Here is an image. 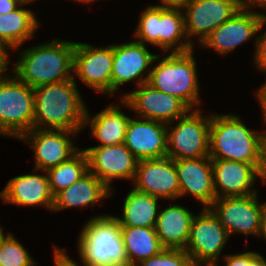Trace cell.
Returning a JSON list of instances; mask_svg holds the SVG:
<instances>
[{
    "mask_svg": "<svg viewBox=\"0 0 266 266\" xmlns=\"http://www.w3.org/2000/svg\"><path fill=\"white\" fill-rule=\"evenodd\" d=\"M256 132L246 127L237 115L211 114L209 157L252 164L263 174L266 130L261 134Z\"/></svg>",
    "mask_w": 266,
    "mask_h": 266,
    "instance_id": "1",
    "label": "cell"
},
{
    "mask_svg": "<svg viewBox=\"0 0 266 266\" xmlns=\"http://www.w3.org/2000/svg\"><path fill=\"white\" fill-rule=\"evenodd\" d=\"M74 79L34 88L33 128L75 132L84 129L86 105Z\"/></svg>",
    "mask_w": 266,
    "mask_h": 266,
    "instance_id": "2",
    "label": "cell"
},
{
    "mask_svg": "<svg viewBox=\"0 0 266 266\" xmlns=\"http://www.w3.org/2000/svg\"><path fill=\"white\" fill-rule=\"evenodd\" d=\"M75 42L53 39L20 52L13 75L31 88L73 79Z\"/></svg>",
    "mask_w": 266,
    "mask_h": 266,
    "instance_id": "3",
    "label": "cell"
},
{
    "mask_svg": "<svg viewBox=\"0 0 266 266\" xmlns=\"http://www.w3.org/2000/svg\"><path fill=\"white\" fill-rule=\"evenodd\" d=\"M78 252L84 266H128L120 225L113 215H97L82 227Z\"/></svg>",
    "mask_w": 266,
    "mask_h": 266,
    "instance_id": "4",
    "label": "cell"
},
{
    "mask_svg": "<svg viewBox=\"0 0 266 266\" xmlns=\"http://www.w3.org/2000/svg\"><path fill=\"white\" fill-rule=\"evenodd\" d=\"M193 53L194 49L183 53H168L165 57L157 55L156 60L159 61L151 67L147 82L155 89L177 97L190 109L201 103Z\"/></svg>",
    "mask_w": 266,
    "mask_h": 266,
    "instance_id": "5",
    "label": "cell"
},
{
    "mask_svg": "<svg viewBox=\"0 0 266 266\" xmlns=\"http://www.w3.org/2000/svg\"><path fill=\"white\" fill-rule=\"evenodd\" d=\"M7 75L0 79V135L20 139L33 129L34 89Z\"/></svg>",
    "mask_w": 266,
    "mask_h": 266,
    "instance_id": "6",
    "label": "cell"
},
{
    "mask_svg": "<svg viewBox=\"0 0 266 266\" xmlns=\"http://www.w3.org/2000/svg\"><path fill=\"white\" fill-rule=\"evenodd\" d=\"M177 121L173 128L167 125V156L173 160L209 156L211 115L204 117L202 110L190 109Z\"/></svg>",
    "mask_w": 266,
    "mask_h": 266,
    "instance_id": "7",
    "label": "cell"
},
{
    "mask_svg": "<svg viewBox=\"0 0 266 266\" xmlns=\"http://www.w3.org/2000/svg\"><path fill=\"white\" fill-rule=\"evenodd\" d=\"M221 221L210 208H203L201 213L194 216L188 243L184 249L194 266L218 265L221 251L229 239Z\"/></svg>",
    "mask_w": 266,
    "mask_h": 266,
    "instance_id": "8",
    "label": "cell"
},
{
    "mask_svg": "<svg viewBox=\"0 0 266 266\" xmlns=\"http://www.w3.org/2000/svg\"><path fill=\"white\" fill-rule=\"evenodd\" d=\"M138 89V90H137ZM134 91L123 94L120 104L131 108L138 117L160 121L168 126L185 115L190 108L180 99L143 83Z\"/></svg>",
    "mask_w": 266,
    "mask_h": 266,
    "instance_id": "9",
    "label": "cell"
},
{
    "mask_svg": "<svg viewBox=\"0 0 266 266\" xmlns=\"http://www.w3.org/2000/svg\"><path fill=\"white\" fill-rule=\"evenodd\" d=\"M258 193L247 196L217 198L209 207L221 221L229 237L233 233L258 236L265 203Z\"/></svg>",
    "mask_w": 266,
    "mask_h": 266,
    "instance_id": "10",
    "label": "cell"
},
{
    "mask_svg": "<svg viewBox=\"0 0 266 266\" xmlns=\"http://www.w3.org/2000/svg\"><path fill=\"white\" fill-rule=\"evenodd\" d=\"M242 8V0H189L184 7L185 31L188 42L197 36L200 44ZM186 9V10H185Z\"/></svg>",
    "mask_w": 266,
    "mask_h": 266,
    "instance_id": "11",
    "label": "cell"
},
{
    "mask_svg": "<svg viewBox=\"0 0 266 266\" xmlns=\"http://www.w3.org/2000/svg\"><path fill=\"white\" fill-rule=\"evenodd\" d=\"M80 132L54 129H38L25 133L20 140L30 144L34 150L35 172L47 171L69 160L80 149L73 144L71 136ZM41 170V171H40Z\"/></svg>",
    "mask_w": 266,
    "mask_h": 266,
    "instance_id": "12",
    "label": "cell"
},
{
    "mask_svg": "<svg viewBox=\"0 0 266 266\" xmlns=\"http://www.w3.org/2000/svg\"><path fill=\"white\" fill-rule=\"evenodd\" d=\"M113 45L96 48L75 42L73 72L88 87L111 96Z\"/></svg>",
    "mask_w": 266,
    "mask_h": 266,
    "instance_id": "13",
    "label": "cell"
},
{
    "mask_svg": "<svg viewBox=\"0 0 266 266\" xmlns=\"http://www.w3.org/2000/svg\"><path fill=\"white\" fill-rule=\"evenodd\" d=\"M266 25V14L253 9L241 8L236 14L213 30L201 43V46L214 49L225 55L252 37Z\"/></svg>",
    "mask_w": 266,
    "mask_h": 266,
    "instance_id": "14",
    "label": "cell"
},
{
    "mask_svg": "<svg viewBox=\"0 0 266 266\" xmlns=\"http://www.w3.org/2000/svg\"><path fill=\"white\" fill-rule=\"evenodd\" d=\"M88 157L89 171L110 190L114 179L134 180L138 159L124 143L95 146L84 150Z\"/></svg>",
    "mask_w": 266,
    "mask_h": 266,
    "instance_id": "15",
    "label": "cell"
},
{
    "mask_svg": "<svg viewBox=\"0 0 266 266\" xmlns=\"http://www.w3.org/2000/svg\"><path fill=\"white\" fill-rule=\"evenodd\" d=\"M156 54L150 53L145 44L132 40L113 45L111 96L125 83L137 80V87L148 82L150 68L156 62ZM147 73L144 77L143 73ZM143 74V75H142ZM141 76V77H140ZM137 78V79H136ZM139 79V80H138Z\"/></svg>",
    "mask_w": 266,
    "mask_h": 266,
    "instance_id": "16",
    "label": "cell"
},
{
    "mask_svg": "<svg viewBox=\"0 0 266 266\" xmlns=\"http://www.w3.org/2000/svg\"><path fill=\"white\" fill-rule=\"evenodd\" d=\"M134 188L156 198L175 200L180 187L175 162L168 156L138 160Z\"/></svg>",
    "mask_w": 266,
    "mask_h": 266,
    "instance_id": "17",
    "label": "cell"
},
{
    "mask_svg": "<svg viewBox=\"0 0 266 266\" xmlns=\"http://www.w3.org/2000/svg\"><path fill=\"white\" fill-rule=\"evenodd\" d=\"M212 168L216 199L256 194L255 181L258 177L263 180V174L248 163L212 159Z\"/></svg>",
    "mask_w": 266,
    "mask_h": 266,
    "instance_id": "18",
    "label": "cell"
},
{
    "mask_svg": "<svg viewBox=\"0 0 266 266\" xmlns=\"http://www.w3.org/2000/svg\"><path fill=\"white\" fill-rule=\"evenodd\" d=\"M124 144L138 160L166 157L167 124L141 117L130 118Z\"/></svg>",
    "mask_w": 266,
    "mask_h": 266,
    "instance_id": "19",
    "label": "cell"
},
{
    "mask_svg": "<svg viewBox=\"0 0 266 266\" xmlns=\"http://www.w3.org/2000/svg\"><path fill=\"white\" fill-rule=\"evenodd\" d=\"M174 162L180 187V197L190 194L203 204V208H209L216 199L212 159L207 156L174 160Z\"/></svg>",
    "mask_w": 266,
    "mask_h": 266,
    "instance_id": "20",
    "label": "cell"
},
{
    "mask_svg": "<svg viewBox=\"0 0 266 266\" xmlns=\"http://www.w3.org/2000/svg\"><path fill=\"white\" fill-rule=\"evenodd\" d=\"M46 175L24 174L8 181L6 187L0 192V198L6 204L18 206H43L52 211L54 196L49 187Z\"/></svg>",
    "mask_w": 266,
    "mask_h": 266,
    "instance_id": "21",
    "label": "cell"
},
{
    "mask_svg": "<svg viewBox=\"0 0 266 266\" xmlns=\"http://www.w3.org/2000/svg\"><path fill=\"white\" fill-rule=\"evenodd\" d=\"M195 215L182 205H169L158 212L156 233L164 248L185 249Z\"/></svg>",
    "mask_w": 266,
    "mask_h": 266,
    "instance_id": "22",
    "label": "cell"
},
{
    "mask_svg": "<svg viewBox=\"0 0 266 266\" xmlns=\"http://www.w3.org/2000/svg\"><path fill=\"white\" fill-rule=\"evenodd\" d=\"M112 193V190L92 172L88 171L79 180L54 196L52 211H60L78 206L82 209L84 207L88 208L89 204L93 206L101 204L98 201L109 197Z\"/></svg>",
    "mask_w": 266,
    "mask_h": 266,
    "instance_id": "23",
    "label": "cell"
},
{
    "mask_svg": "<svg viewBox=\"0 0 266 266\" xmlns=\"http://www.w3.org/2000/svg\"><path fill=\"white\" fill-rule=\"evenodd\" d=\"M119 106L111 104L94 116L86 109L83 128L91 126L92 136L101 143L98 146L124 143L130 117L125 115Z\"/></svg>",
    "mask_w": 266,
    "mask_h": 266,
    "instance_id": "24",
    "label": "cell"
},
{
    "mask_svg": "<svg viewBox=\"0 0 266 266\" xmlns=\"http://www.w3.org/2000/svg\"><path fill=\"white\" fill-rule=\"evenodd\" d=\"M20 8L0 14V46L17 50L24 41L32 38L39 27V20L32 10Z\"/></svg>",
    "mask_w": 266,
    "mask_h": 266,
    "instance_id": "25",
    "label": "cell"
},
{
    "mask_svg": "<svg viewBox=\"0 0 266 266\" xmlns=\"http://www.w3.org/2000/svg\"><path fill=\"white\" fill-rule=\"evenodd\" d=\"M182 10V8L159 7V48L164 52L169 50L170 53H183L193 50V44L187 39Z\"/></svg>",
    "mask_w": 266,
    "mask_h": 266,
    "instance_id": "26",
    "label": "cell"
},
{
    "mask_svg": "<svg viewBox=\"0 0 266 266\" xmlns=\"http://www.w3.org/2000/svg\"><path fill=\"white\" fill-rule=\"evenodd\" d=\"M128 266H136L142 260L159 254L164 247L155 227L120 226Z\"/></svg>",
    "mask_w": 266,
    "mask_h": 266,
    "instance_id": "27",
    "label": "cell"
},
{
    "mask_svg": "<svg viewBox=\"0 0 266 266\" xmlns=\"http://www.w3.org/2000/svg\"><path fill=\"white\" fill-rule=\"evenodd\" d=\"M159 198L140 192L134 187L127 194L123 205L122 219L116 217L120 226L155 227L161 206Z\"/></svg>",
    "mask_w": 266,
    "mask_h": 266,
    "instance_id": "28",
    "label": "cell"
},
{
    "mask_svg": "<svg viewBox=\"0 0 266 266\" xmlns=\"http://www.w3.org/2000/svg\"><path fill=\"white\" fill-rule=\"evenodd\" d=\"M88 171V157L84 149H80L69 160L48 169L46 172L52 195L55 196L61 190L68 188Z\"/></svg>",
    "mask_w": 266,
    "mask_h": 266,
    "instance_id": "29",
    "label": "cell"
},
{
    "mask_svg": "<svg viewBox=\"0 0 266 266\" xmlns=\"http://www.w3.org/2000/svg\"><path fill=\"white\" fill-rule=\"evenodd\" d=\"M35 265V260L12 233L4 234L0 238V266Z\"/></svg>",
    "mask_w": 266,
    "mask_h": 266,
    "instance_id": "30",
    "label": "cell"
},
{
    "mask_svg": "<svg viewBox=\"0 0 266 266\" xmlns=\"http://www.w3.org/2000/svg\"><path fill=\"white\" fill-rule=\"evenodd\" d=\"M138 23L134 40L159 46V6L149 5L141 12Z\"/></svg>",
    "mask_w": 266,
    "mask_h": 266,
    "instance_id": "31",
    "label": "cell"
},
{
    "mask_svg": "<svg viewBox=\"0 0 266 266\" xmlns=\"http://www.w3.org/2000/svg\"><path fill=\"white\" fill-rule=\"evenodd\" d=\"M136 266H194L184 249L164 248L159 254L142 260Z\"/></svg>",
    "mask_w": 266,
    "mask_h": 266,
    "instance_id": "32",
    "label": "cell"
},
{
    "mask_svg": "<svg viewBox=\"0 0 266 266\" xmlns=\"http://www.w3.org/2000/svg\"><path fill=\"white\" fill-rule=\"evenodd\" d=\"M266 29V28H265ZM255 51H254V64L256 68L266 72V30L262 35L260 34L256 38Z\"/></svg>",
    "mask_w": 266,
    "mask_h": 266,
    "instance_id": "33",
    "label": "cell"
},
{
    "mask_svg": "<svg viewBox=\"0 0 266 266\" xmlns=\"http://www.w3.org/2000/svg\"><path fill=\"white\" fill-rule=\"evenodd\" d=\"M225 266H249V251L239 254L225 255Z\"/></svg>",
    "mask_w": 266,
    "mask_h": 266,
    "instance_id": "34",
    "label": "cell"
},
{
    "mask_svg": "<svg viewBox=\"0 0 266 266\" xmlns=\"http://www.w3.org/2000/svg\"><path fill=\"white\" fill-rule=\"evenodd\" d=\"M54 265L55 266H78L69 256L65 253L66 250L54 247Z\"/></svg>",
    "mask_w": 266,
    "mask_h": 266,
    "instance_id": "35",
    "label": "cell"
},
{
    "mask_svg": "<svg viewBox=\"0 0 266 266\" xmlns=\"http://www.w3.org/2000/svg\"><path fill=\"white\" fill-rule=\"evenodd\" d=\"M20 5L21 3L18 0H0V14L9 13Z\"/></svg>",
    "mask_w": 266,
    "mask_h": 266,
    "instance_id": "36",
    "label": "cell"
},
{
    "mask_svg": "<svg viewBox=\"0 0 266 266\" xmlns=\"http://www.w3.org/2000/svg\"><path fill=\"white\" fill-rule=\"evenodd\" d=\"M9 55L10 54H8V51L0 46V79L6 75L5 73L7 72V69H9L8 65L10 62L7 58Z\"/></svg>",
    "mask_w": 266,
    "mask_h": 266,
    "instance_id": "37",
    "label": "cell"
},
{
    "mask_svg": "<svg viewBox=\"0 0 266 266\" xmlns=\"http://www.w3.org/2000/svg\"><path fill=\"white\" fill-rule=\"evenodd\" d=\"M255 93L256 97L259 99V104L262 107L263 120L266 125V82L259 88V90H256Z\"/></svg>",
    "mask_w": 266,
    "mask_h": 266,
    "instance_id": "38",
    "label": "cell"
},
{
    "mask_svg": "<svg viewBox=\"0 0 266 266\" xmlns=\"http://www.w3.org/2000/svg\"><path fill=\"white\" fill-rule=\"evenodd\" d=\"M249 266H266V260L255 251H249Z\"/></svg>",
    "mask_w": 266,
    "mask_h": 266,
    "instance_id": "39",
    "label": "cell"
},
{
    "mask_svg": "<svg viewBox=\"0 0 266 266\" xmlns=\"http://www.w3.org/2000/svg\"><path fill=\"white\" fill-rule=\"evenodd\" d=\"M162 3L160 5H156L159 7H169V8H183L184 5L189 0H160Z\"/></svg>",
    "mask_w": 266,
    "mask_h": 266,
    "instance_id": "40",
    "label": "cell"
},
{
    "mask_svg": "<svg viewBox=\"0 0 266 266\" xmlns=\"http://www.w3.org/2000/svg\"><path fill=\"white\" fill-rule=\"evenodd\" d=\"M257 7H261L263 9L266 8V0H242V7L247 9V10H250V8H252L253 6L256 8Z\"/></svg>",
    "mask_w": 266,
    "mask_h": 266,
    "instance_id": "41",
    "label": "cell"
},
{
    "mask_svg": "<svg viewBox=\"0 0 266 266\" xmlns=\"http://www.w3.org/2000/svg\"><path fill=\"white\" fill-rule=\"evenodd\" d=\"M258 236L263 237L266 240V202L265 207L263 209V213L261 215L260 231Z\"/></svg>",
    "mask_w": 266,
    "mask_h": 266,
    "instance_id": "42",
    "label": "cell"
},
{
    "mask_svg": "<svg viewBox=\"0 0 266 266\" xmlns=\"http://www.w3.org/2000/svg\"><path fill=\"white\" fill-rule=\"evenodd\" d=\"M263 183L266 184V152H265V170H264V173H263Z\"/></svg>",
    "mask_w": 266,
    "mask_h": 266,
    "instance_id": "43",
    "label": "cell"
},
{
    "mask_svg": "<svg viewBox=\"0 0 266 266\" xmlns=\"http://www.w3.org/2000/svg\"><path fill=\"white\" fill-rule=\"evenodd\" d=\"M21 4H28L29 2H34V0H18Z\"/></svg>",
    "mask_w": 266,
    "mask_h": 266,
    "instance_id": "44",
    "label": "cell"
},
{
    "mask_svg": "<svg viewBox=\"0 0 266 266\" xmlns=\"http://www.w3.org/2000/svg\"><path fill=\"white\" fill-rule=\"evenodd\" d=\"M76 1L89 4V3L94 2L95 0H76Z\"/></svg>",
    "mask_w": 266,
    "mask_h": 266,
    "instance_id": "45",
    "label": "cell"
},
{
    "mask_svg": "<svg viewBox=\"0 0 266 266\" xmlns=\"http://www.w3.org/2000/svg\"><path fill=\"white\" fill-rule=\"evenodd\" d=\"M5 233L2 231V228L0 226V238L4 235Z\"/></svg>",
    "mask_w": 266,
    "mask_h": 266,
    "instance_id": "46",
    "label": "cell"
}]
</instances>
